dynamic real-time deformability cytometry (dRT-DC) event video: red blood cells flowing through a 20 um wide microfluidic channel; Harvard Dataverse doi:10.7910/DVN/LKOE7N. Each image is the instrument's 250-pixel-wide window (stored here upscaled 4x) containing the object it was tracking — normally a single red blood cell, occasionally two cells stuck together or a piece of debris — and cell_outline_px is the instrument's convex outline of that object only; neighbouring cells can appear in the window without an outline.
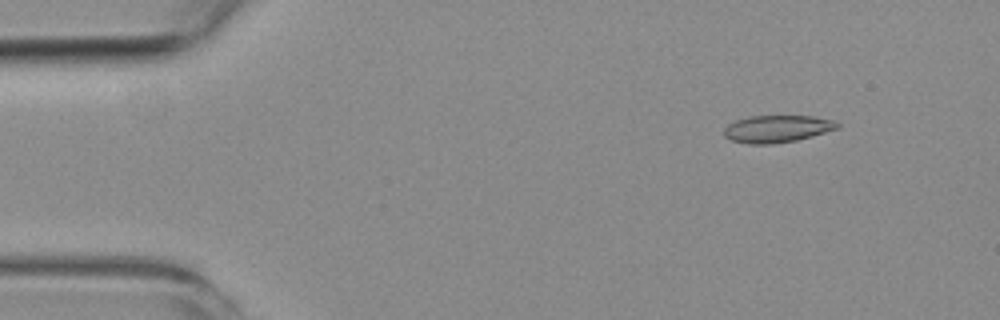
{"species": "common noctule bat (a hibernating species)", "species_latin": "Nyctalus noctula", "temperature_condition": "room temperature", "stored_images_in_passage": 5, "camera_frame_rate_fps": 3000, "um_per_image_px": 0.085, "animal": {"sex": "female", "body_mass_g": 19.3, "forearm_length_mm": 54.1}, "frame": {"image": 1, "passage_image": 2, "time_ms": 1.333, "image_size_px": [1000, 320], "cell_outline_px": [[840, 124], [836, 128], [812, 136], [796, 140], [772, 144], [748, 144], [732, 140], [724, 136], [724, 128], [728, 124], [736, 120], [752, 116], [812, 116], [832, 120]], "centroid_in_image_um": [66.01, 10.95], "position_along_channel_um": 19.0, "area_um2": 17.74}}
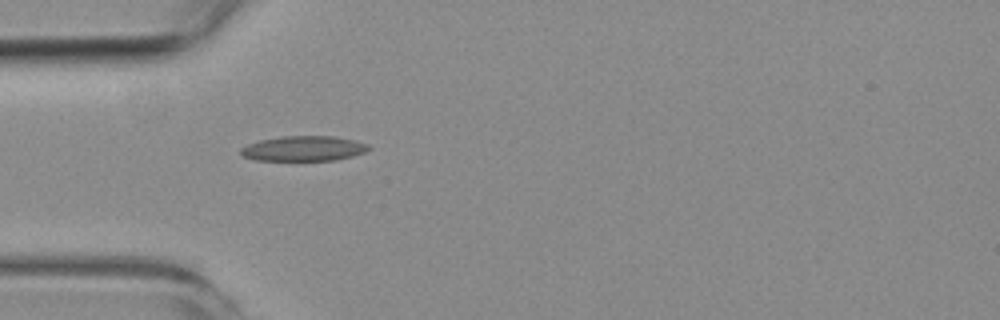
{"frame": {"image": 2, "passage_image": 5, "time_ms": 4.667, "image_size_px": [1000, 320], "cell_outline_px": [[372, 148], [364, 152], [352, 156], [336, 160], [256, 160], [240, 156], [240, 148], [248, 144], [260, 140], [284, 136], [332, 136], [352, 140], [368, 144]], "centroid_in_image_um": [25.78, 12.63], "position_along_channel_um": 59.2, "area_um2": 18.61}}